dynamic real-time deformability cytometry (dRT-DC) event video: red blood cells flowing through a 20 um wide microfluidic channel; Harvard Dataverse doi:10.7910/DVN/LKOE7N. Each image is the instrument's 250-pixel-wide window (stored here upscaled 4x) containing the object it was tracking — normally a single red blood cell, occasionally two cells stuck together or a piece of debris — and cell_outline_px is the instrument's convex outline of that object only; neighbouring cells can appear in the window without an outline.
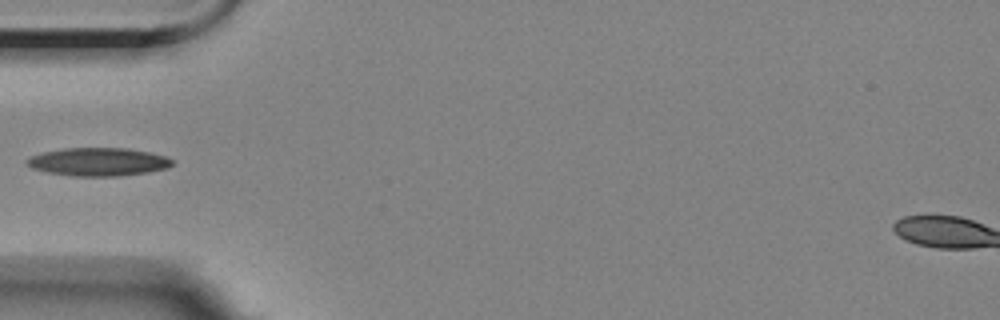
{"species": "Egyptian fruit bat (a non-hibernating species)", "species_latin": "Rousettus aegyptiacus", "temperature_condition": "room temperature", "stored_images_in_passage": 14, "camera_frame_rate_fps": 3000, "um_per_image_px": 0.085, "animal": {"sex": "female"}, "frame": {"image": 1, "passage_image": 4, "time_ms": 4.333, "image_size_px": [1000, 320], "cell_outline_px": [[172, 164], [168, 168], [148, 172], [120, 176], [72, 176], [48, 172], [32, 168], [24, 160], [32, 156], [44, 152], [64, 148], [128, 148], [148, 152], [164, 156], [172, 160]], "centroid_in_image_um": [8.35, 13.76], "position_along_channel_um": 76.6, "area_um2": 23.7}}
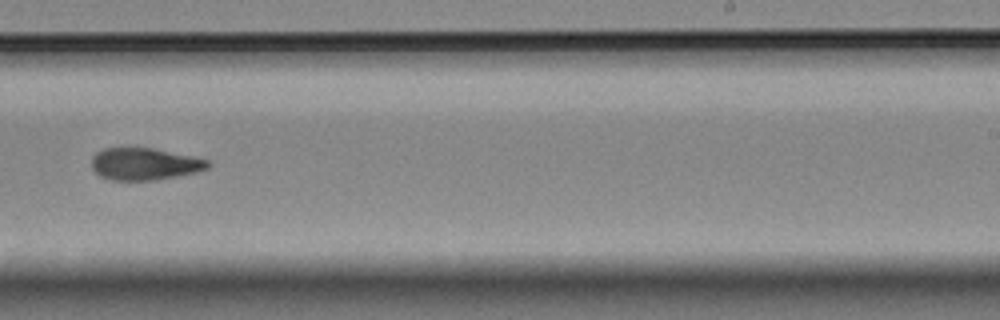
{"frame": {"image": 2, "passage_image": 9, "time_ms": 10.0, "image_size_px": [1000, 320], "cell_outline_px": [[212, 164], [208, 168], [196, 172], [156, 180], [112, 180], [100, 176], [92, 168], [92, 156], [96, 152], [104, 148], [152, 148], [192, 156], [208, 160]], "centroid_in_image_um": [12.28, 13.94], "position_along_channel_um": 276.7, "area_um2": 21.68}}
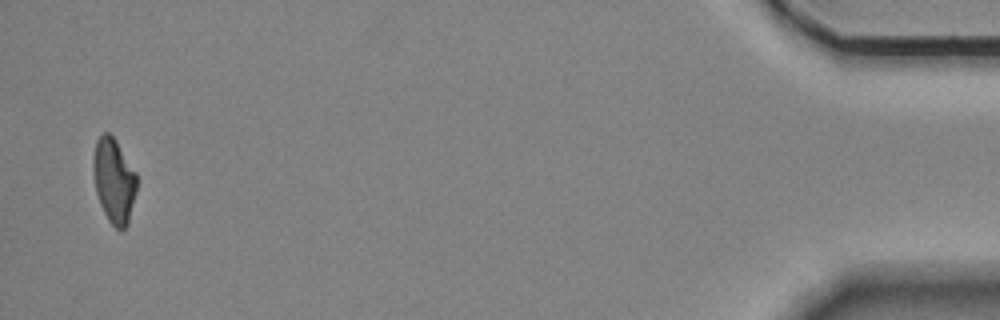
{"frame": {"image": 3, "passage_image": 14, "time_ms": 16.667, "image_size_px": [1000, 320], "cell_outline_px": [[136, 192], [128, 224], [124, 228], [116, 228], [108, 220], [100, 204], [96, 192], [92, 168], [92, 160], [96, 140], [104, 132], [108, 132], [116, 140], [136, 172]], "centroid_in_image_um": [9.67, 15.33], "position_along_channel_um": 425.5, "area_um2": 21.44}, "authors_computed_cell_mechanics": {"area_um2": 21.9062, "velocity_mm_per_s": 3.5284, "shape_relaxation_time_tau1_ms": null, "shape_relaxation_time_tau2_ms": 4.02, "deformation_change_tau1": null, "deformation_change_tau2": 0.1142}}